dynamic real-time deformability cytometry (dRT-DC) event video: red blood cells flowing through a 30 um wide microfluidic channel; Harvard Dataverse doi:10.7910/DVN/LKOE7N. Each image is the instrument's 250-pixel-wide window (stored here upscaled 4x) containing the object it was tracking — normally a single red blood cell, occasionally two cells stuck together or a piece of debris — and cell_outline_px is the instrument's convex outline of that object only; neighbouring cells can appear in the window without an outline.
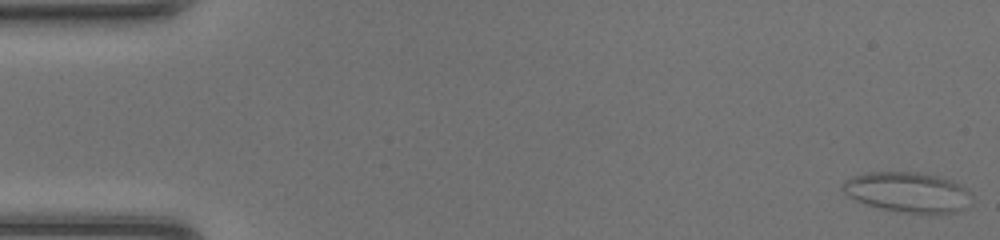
{"species": "common noctule bat (a hibernating species)", "species_latin": "Nyctalus noctula", "temperature_condition": "room temperature", "stored_images_in_passage": 26, "camera_frame_rate_fps": 3000, "um_per_image_px": 0.085, "animal": {"sex": "female", "body_mass_g": 20.0, "forearm_length_mm": 54.0}, "frame": {"image": 1, "passage_image": 1, "time_ms": 0.0, "image_size_px": [1000, 240], "cell_outline_px": [[972, 204], [968, 208], [936, 216], [896, 212], [880, 208], [856, 200], [848, 196], [840, 188], [840, 184], [844, 180], [852, 176], [868, 172], [916, 172], [936, 176], [952, 180], [968, 188], [972, 192]], "centroid_in_image_um": [77.22, 16.37], "position_along_channel_um": 7.8, "area_um2": 31.21}}
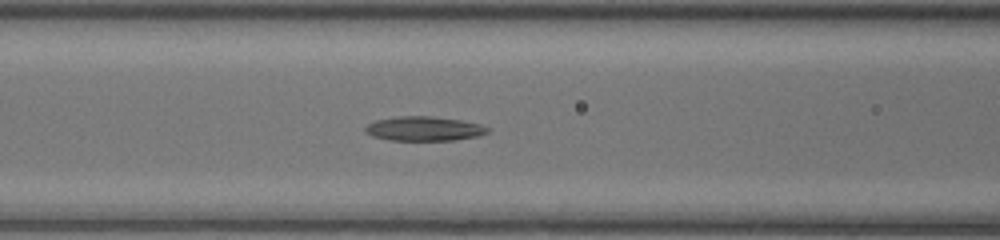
{"frame": {"image": 2, "passage_image": 20, "time_ms": 6.333, "image_size_px": [1000, 240], "cell_outline_px": [[488, 132], [480, 136], [456, 140], [388, 140], [372, 136], [364, 132], [364, 128], [368, 124], [376, 120], [396, 116], [432, 116], [460, 120], [480, 124], [488, 128]], "centroid_in_image_um": [36.02, 10.94], "position_along_channel_um": 130.6, "area_um2": 17.46}}
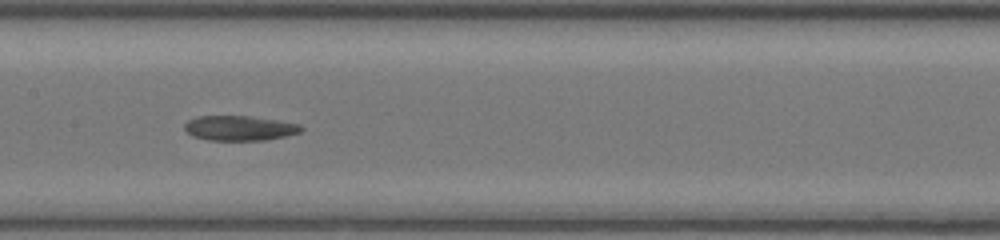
{"frame": {"image": 3, "passage_image": 24, "time_ms": 7.667, "image_size_px": [1000, 240], "cell_outline_px": [[304, 128], [300, 132], [284, 136], [264, 140], [208, 140], [192, 136], [184, 128], [184, 124], [188, 120], [196, 116], [248, 116], [280, 120], [300, 124]], "centroid_in_image_um": [20.36, 10.88], "position_along_channel_um": 187.0, "area_um2": 16.94}}